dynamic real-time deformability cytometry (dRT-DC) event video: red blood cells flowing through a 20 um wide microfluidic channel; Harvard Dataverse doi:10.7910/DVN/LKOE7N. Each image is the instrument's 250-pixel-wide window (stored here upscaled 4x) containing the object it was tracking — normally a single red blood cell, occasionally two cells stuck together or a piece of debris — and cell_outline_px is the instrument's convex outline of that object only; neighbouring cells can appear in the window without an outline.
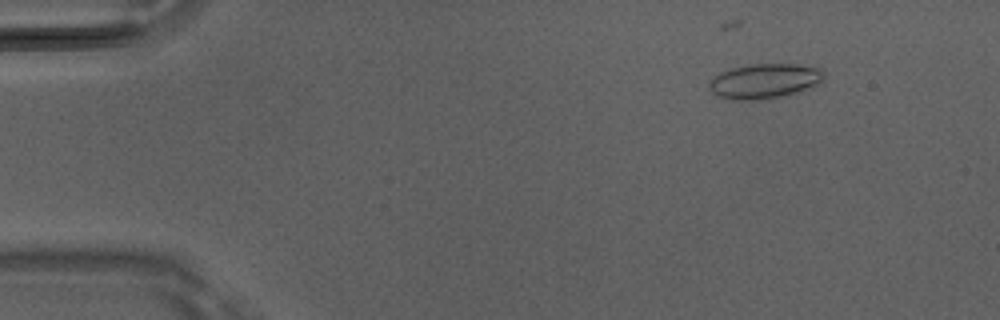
{"species": "Egyptian fruit bat (a non-hibernating species)", "species_latin": "Rousettus aegyptiacus", "temperature_condition": "room temperature", "stored_images_in_passage": 12, "camera_frame_rate_fps": 3000, "um_per_image_px": 0.085, "animal": {"sex": "male"}, "frame": {"image": 1, "passage_image": 4, "time_ms": 1.0, "image_size_px": [1000, 320], "cell_outline_px": [[824, 80], [816, 84], [796, 92], [768, 100], [732, 100], [720, 96], [712, 92], [708, 88], [708, 84], [720, 72], [732, 68], [752, 64], [796, 64], [820, 68], [824, 72]], "centroid_in_image_um": [64.98, 6.9], "position_along_channel_um": 20.0, "area_um2": 23.24}}